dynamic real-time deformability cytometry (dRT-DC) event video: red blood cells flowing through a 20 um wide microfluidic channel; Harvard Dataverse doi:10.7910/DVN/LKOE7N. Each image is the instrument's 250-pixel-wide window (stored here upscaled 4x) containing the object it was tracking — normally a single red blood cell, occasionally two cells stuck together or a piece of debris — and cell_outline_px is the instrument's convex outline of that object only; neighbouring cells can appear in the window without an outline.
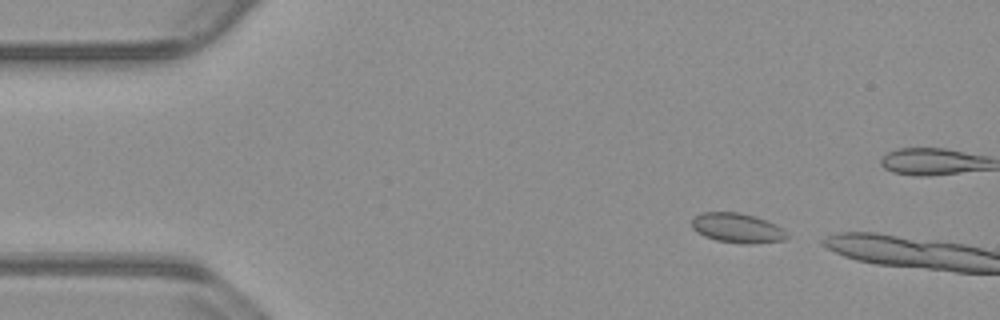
{"species": "common noctule bat (a hibernating species)", "species_latin": "Nyctalus noctula", "temperature_condition": "warm", "stored_images_in_passage": 5, "camera_frame_rate_fps": 3000, "um_per_image_px": 0.085, "animal": {"sex": "male", "body_mass_g": 23.1, "forearm_length_mm": 52.7}, "frame": {"image": 1, "passage_image": 3, "time_ms": 0.667, "image_size_px": [1000, 320], "cell_outline_px": [[788, 236], [784, 240], [748, 244], [740, 244], [716, 240], [704, 236], [696, 232], [692, 228], [692, 220], [700, 212], [740, 212], [756, 216], [776, 224], [784, 228]], "centroid_in_image_um": [62.67, 19.37], "position_along_channel_um": 22.3, "area_um2": 16.65}}